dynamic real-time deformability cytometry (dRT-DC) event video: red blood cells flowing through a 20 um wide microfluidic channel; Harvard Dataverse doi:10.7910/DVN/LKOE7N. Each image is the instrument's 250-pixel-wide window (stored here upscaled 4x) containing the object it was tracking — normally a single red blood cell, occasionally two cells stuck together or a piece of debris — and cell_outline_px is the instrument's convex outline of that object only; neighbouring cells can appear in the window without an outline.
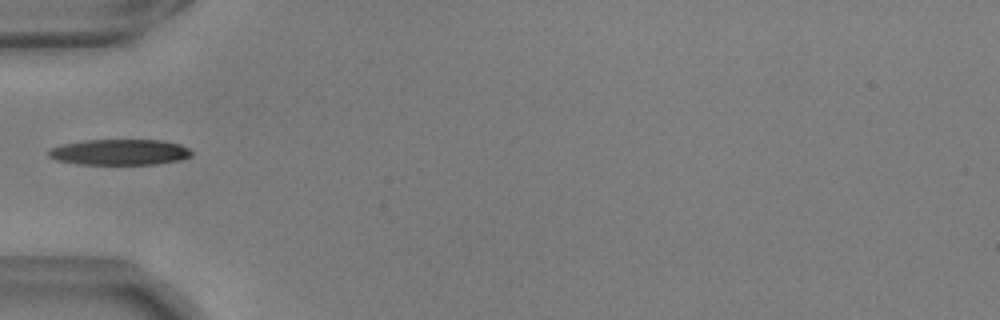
{"species": "common noctule bat (a hibernating species)", "species_latin": "Nyctalus noctula", "temperature_condition": "warm", "stored_images_in_passage": 16, "camera_frame_rate_fps": 3000, "um_per_image_px": 0.085, "animal": {"sex": "male", "body_mass_g": 17.9, "forearm_length_mm": 54.2}, "frame": {"image": 1, "passage_image": 1, "time_ms": 0.0, "image_size_px": [1000, 320], "cell_outline_px": [[192, 156], [180, 160], [156, 164], [76, 164], [56, 160], [48, 156], [48, 148], [64, 144], [84, 140], [164, 140], [180, 144], [188, 148], [192, 152]], "centroid_in_image_um": [10.17, 12.93], "position_along_channel_um": 74.8, "area_um2": 21.62}}
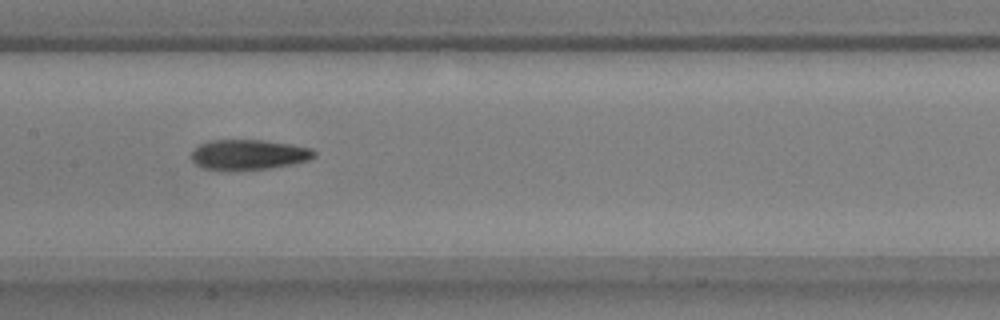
{"frame": {"image": 2, "passage_image": 10, "time_ms": 3.0, "image_size_px": [1000, 320], "cell_outline_px": [[316, 156], [308, 160], [292, 164], [272, 168], [228, 172], [224, 172], [204, 168], [196, 164], [192, 160], [192, 152], [200, 144], [212, 140], [260, 140], [292, 144], [312, 148], [316, 152]], "centroid_in_image_um": [21.14, 13.17], "position_along_channel_um": 186.3, "area_um2": 22.02}}
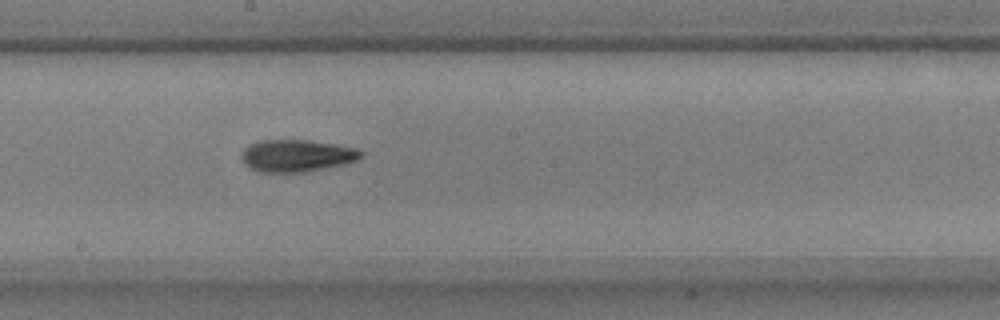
{"frame": {"image": 3, "passage_image": 13, "time_ms": 4.0, "image_size_px": [1000, 320], "cell_outline_px": [[364, 156], [356, 160], [344, 164], [304, 172], [256, 172], [248, 168], [240, 160], [240, 152], [248, 144], [260, 140], [308, 140], [336, 144], [356, 148], [364, 152]], "centroid_in_image_um": [25.16, 13.23], "position_along_channel_um": 223.0, "area_um2": 22.77}}